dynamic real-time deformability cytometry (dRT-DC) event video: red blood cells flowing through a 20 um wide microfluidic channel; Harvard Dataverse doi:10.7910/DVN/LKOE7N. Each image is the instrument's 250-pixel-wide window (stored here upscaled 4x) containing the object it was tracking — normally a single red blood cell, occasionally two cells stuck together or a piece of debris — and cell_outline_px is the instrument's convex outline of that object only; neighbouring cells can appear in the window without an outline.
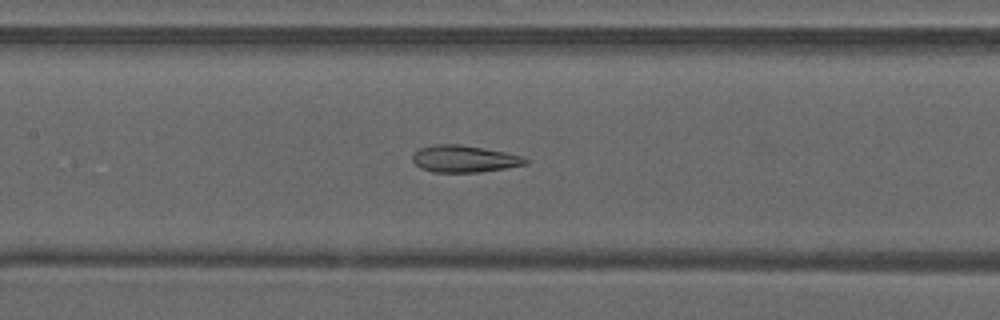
{"species": "common noctule bat (a hibernating species)", "species_latin": "Nyctalus noctula", "temperature_condition": "warm", "stored_images_in_passage": 49, "camera_frame_rate_fps": 3000, "um_per_image_px": 0.085, "animal": {"sex": "male", "forearm_length_mm": 52.5}, "frame": {"image": 1, "passage_image": 23, "time_ms": 7.333, "image_size_px": [1000, 320], "cell_outline_px": [[528, 164], [480, 172], [432, 172], [420, 168], [412, 160], [412, 156], [420, 148], [432, 144], [460, 144], [484, 148], [504, 152], [520, 156], [528, 160]], "centroid_in_image_um": [39.43, 13.5], "position_along_channel_um": 168.0, "area_um2": 17.63}}
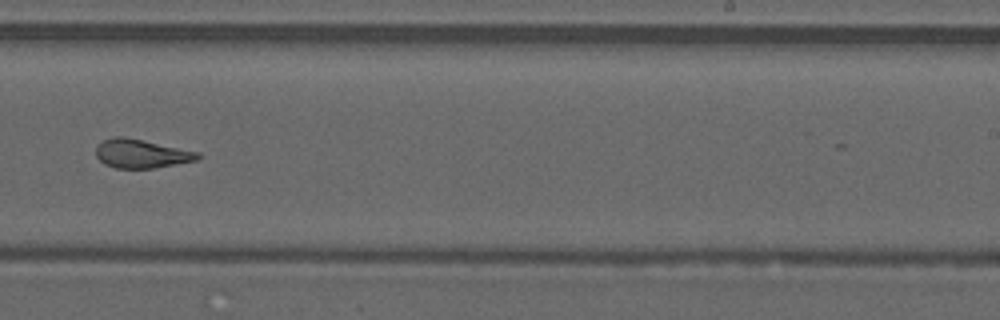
{"frame": {"image": 2, "passage_image": 31, "time_ms": 10.0, "image_size_px": [1000, 320], "cell_outline_px": [[200, 156], [196, 160], [152, 168], [116, 168], [104, 164], [96, 156], [96, 148], [104, 140], [112, 136], [124, 136], [200, 152]], "centroid_in_image_um": [11.99, 13.05], "position_along_channel_um": 277.0, "area_um2": 16.88}}
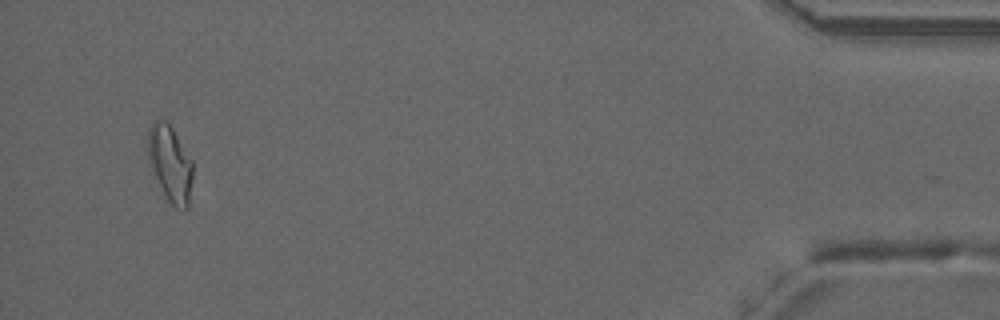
{"frame": {"image": 3, "passage_image": 47, "time_ms": 15.333, "image_size_px": [1000, 320], "cell_outline_px": [[192, 176], [188, 208], [184, 212], [176, 208], [168, 200], [148, 160], [148, 128], [152, 120], [164, 120], [172, 128], [192, 160]], "centroid_in_image_um": [14.47, 13.9], "position_along_channel_um": 420.7, "area_um2": 19.59}, "authors_computed_cell_mechanics": {"area_um2": 18.7272, "velocity_mm_per_s": 4.1059, "shape_relaxation_time_tau1_ms": null, "shape_relaxation_time_tau2_ms": 1.338, "deformation_change_tau1": null, "deformation_change_tau2": 0.0923}}